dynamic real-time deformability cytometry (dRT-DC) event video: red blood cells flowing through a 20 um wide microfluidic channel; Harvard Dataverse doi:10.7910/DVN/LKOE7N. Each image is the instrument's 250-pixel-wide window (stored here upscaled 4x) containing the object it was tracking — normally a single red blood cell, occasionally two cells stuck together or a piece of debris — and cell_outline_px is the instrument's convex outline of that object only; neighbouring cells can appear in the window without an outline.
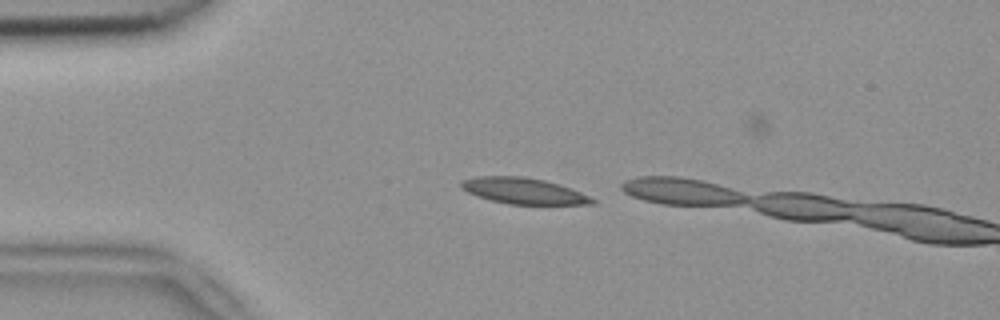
{"species": "common noctule bat (a hibernating species)", "species_latin": "Nyctalus noctula", "temperature_condition": "room temperature", "stored_images_in_passage": 4, "camera_frame_rate_fps": 3000, "um_per_image_px": 0.085, "animal": {"sex": "female", "body_mass_g": 18.4}, "frame": {"image": 1, "passage_image": 3, "time_ms": 0.667, "image_size_px": [1000, 320], "cell_outline_px": [[596, 204], [508, 204], [476, 196], [460, 188], [460, 180], [476, 176], [524, 176], [544, 180], [560, 184], [580, 192], [596, 200]], "centroid_in_image_um": [44.46, 16.22], "position_along_channel_um": 40.5, "area_um2": 19.94}}